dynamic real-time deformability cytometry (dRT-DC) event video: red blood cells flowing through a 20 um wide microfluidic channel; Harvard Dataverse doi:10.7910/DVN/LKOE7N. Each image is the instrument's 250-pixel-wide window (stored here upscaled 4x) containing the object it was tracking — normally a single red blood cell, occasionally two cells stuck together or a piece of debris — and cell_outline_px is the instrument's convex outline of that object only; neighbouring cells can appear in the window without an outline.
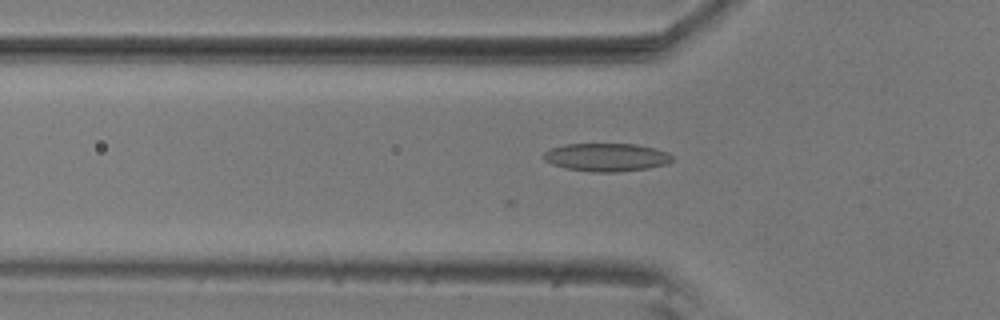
{"species": "common noctule bat (a hibernating species)", "species_latin": "Nyctalus noctula", "temperature_condition": "room temperature", "stored_images_in_passage": 22, "camera_frame_rate_fps": 3000, "um_per_image_px": 0.085, "animal": {"sex": "male", "body_mass_g": 20.5, "forearm_length_mm": 52.5}, "frame": {"image": 1, "passage_image": 4, "time_ms": 1.0, "image_size_px": [1000, 320], "cell_outline_px": [[672, 160], [668, 164], [648, 168], [616, 172], [592, 172], [564, 168], [552, 164], [544, 160], [544, 152], [548, 148], [564, 144], [636, 144], [668, 152], [672, 156]], "centroid_in_image_um": [51.52, 13.37], "position_along_channel_um": 74.3, "area_um2": 21.15}}
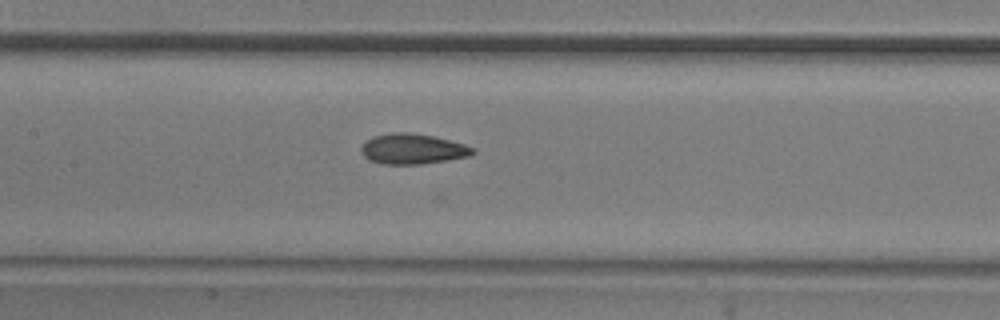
{"frame": {"image": 2, "passage_image": 12, "time_ms": 3.667, "image_size_px": [1000, 320], "cell_outline_px": [[476, 152], [468, 156], [420, 164], [380, 164], [368, 160], [360, 152], [360, 148], [372, 136], [392, 132], [408, 132], [432, 136], [464, 144], [472, 148]], "centroid_in_image_um": [35.01, 12.66], "position_along_channel_um": 172.4, "area_um2": 19.54}}
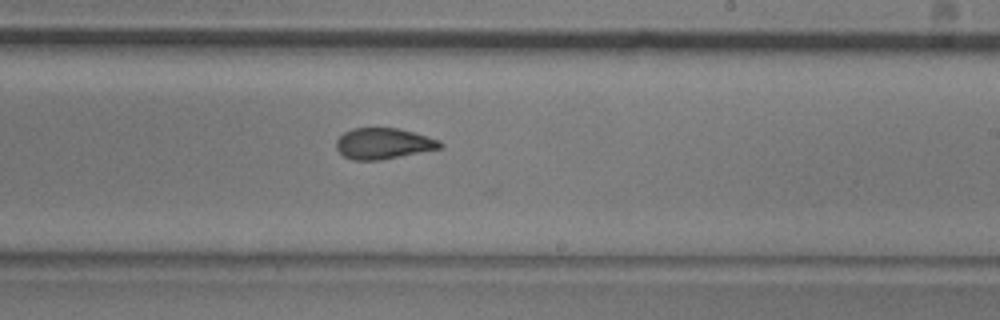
{"frame": {"image": 3, "passage_image": 19, "time_ms": 6.0, "image_size_px": [1000, 320], "cell_outline_px": [[444, 148], [380, 160], [352, 160], [344, 156], [336, 148], [336, 140], [344, 132], [352, 128], [400, 128], [440, 140], [444, 144]], "centroid_in_image_um": [32.62, 12.2], "position_along_channel_um": 256.4, "area_um2": 18.9}}